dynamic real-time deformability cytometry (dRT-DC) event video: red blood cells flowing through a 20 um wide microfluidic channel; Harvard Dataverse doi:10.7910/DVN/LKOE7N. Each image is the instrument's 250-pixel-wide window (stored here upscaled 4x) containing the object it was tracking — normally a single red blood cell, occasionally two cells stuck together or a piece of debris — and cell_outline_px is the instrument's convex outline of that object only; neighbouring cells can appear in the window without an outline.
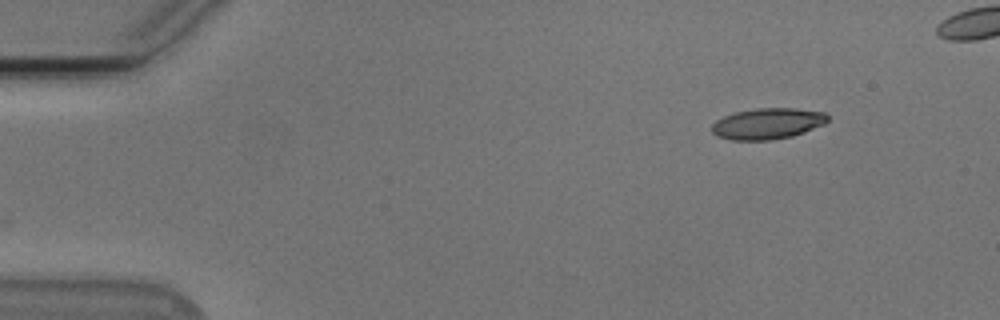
{"species": "Egyptian fruit bat (a non-hibernating species)", "species_latin": "Rousettus aegyptiacus", "temperature_condition": "cold", "stored_images_in_passage": 46, "camera_frame_rate_fps": 3000, "um_per_image_px": 0.085, "animal": {"sex": "male"}, "frame": {"image": 1, "passage_image": 1, "time_ms": 0.0, "image_size_px": [1000, 320], "cell_outline_px": [[828, 120], [824, 124], [804, 132], [792, 136], [772, 140], [732, 140], [716, 136], [712, 132], [712, 124], [716, 120], [724, 116], [736, 112], [756, 108], [796, 108], [824, 112], [828, 116]], "centroid_in_image_um": [65.24, 10.51], "position_along_channel_um": 19.8, "area_um2": 20.98}}
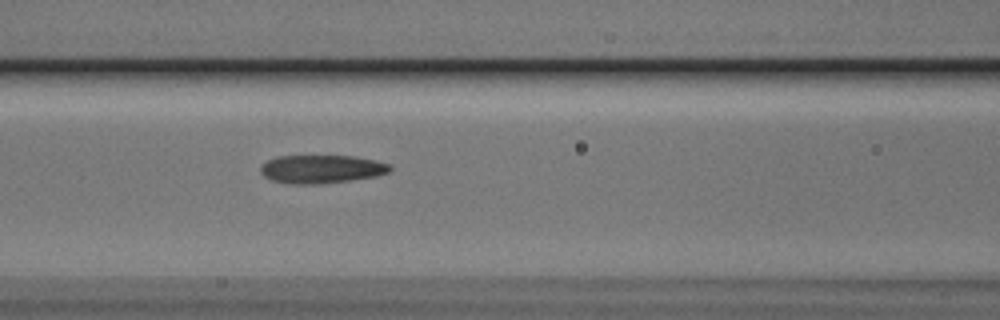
{"frame": {"image": 2, "passage_image": 18, "time_ms": 5.667, "image_size_px": [1000, 320], "cell_outline_px": [[392, 168], [388, 172], [376, 176], [320, 184], [292, 184], [272, 180], [264, 176], [260, 172], [260, 164], [276, 156], [356, 156], [376, 160], [388, 164]], "centroid_in_image_um": [27.29, 14.36], "position_along_channel_um": 139.3, "area_um2": 21.33}}
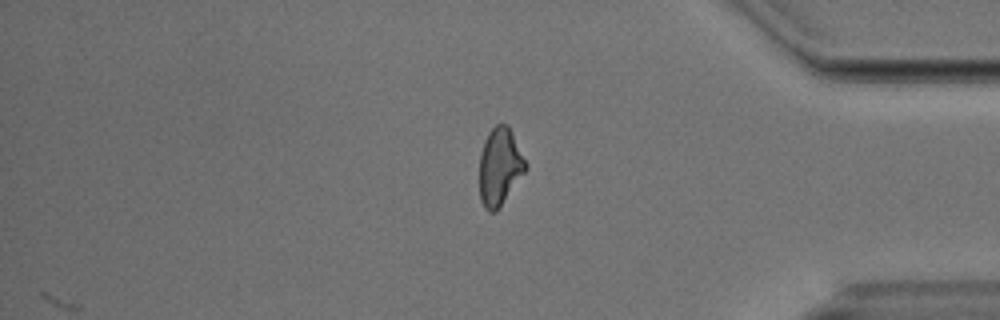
{"frame": {"image": 3, "passage_image": 40, "time_ms": 13.0, "image_size_px": [1000, 320], "cell_outline_px": [[528, 168], [496, 212], [488, 212], [484, 208], [480, 200], [480, 152], [484, 140], [488, 132], [496, 124], [508, 124], [528, 164]], "centroid_in_image_um": [42.48, 14.16], "position_along_channel_um": 392.7, "area_um2": 21.04}, "authors_computed_cell_mechanics": {"area_um2": 21.2993, "velocity_mm_per_s": 3.7853, "shape_relaxation_time_tau1_ms": 5.1958, "shape_relaxation_time_tau2_ms": 3.5, "deformation_change_tau1": 0.1573, "deformation_change_tau2": 0.1338}}